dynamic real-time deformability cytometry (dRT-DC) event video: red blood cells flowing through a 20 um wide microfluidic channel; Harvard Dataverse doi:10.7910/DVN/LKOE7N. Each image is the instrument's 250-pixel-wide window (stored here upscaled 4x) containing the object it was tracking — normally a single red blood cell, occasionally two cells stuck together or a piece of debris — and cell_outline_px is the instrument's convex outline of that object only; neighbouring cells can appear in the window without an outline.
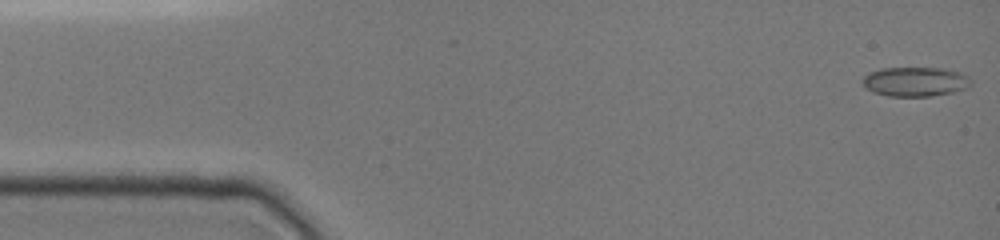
{"species": "common noctule bat (a hibernating species)", "species_latin": "Nyctalus noctula", "temperature_condition": "cold", "stored_images_in_passage": 16, "camera_frame_rate_fps": 3000, "um_per_image_px": 0.085, "animal": {"sex": "female", "body_mass_g": 19.0, "forearm_length_mm": 51.5}, "frame": {"image": 1, "passage_image": 1, "time_ms": 0.0, "image_size_px": [1000, 240], "cell_outline_px": [[972, 84], [968, 88], [952, 92], [932, 96], [888, 96], [872, 92], [864, 88], [860, 80], [868, 72], [880, 68], [944, 68], [960, 72], [968, 76], [972, 80]], "centroid_in_image_um": [77.77, 6.94], "position_along_channel_um": 7.2, "area_um2": 18.96}}
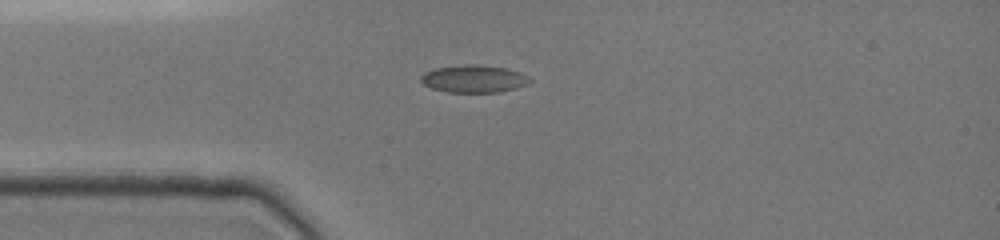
{"frame": {"image": 2, "passage_image": 13, "time_ms": 3.667, "image_size_px": [1000, 240], "cell_outline_px": [[532, 80], [528, 84], [516, 88], [500, 92], [448, 92], [432, 88], [424, 84], [420, 80], [420, 76], [424, 72], [436, 68], [468, 64], [480, 64], [504, 68], [520, 72], [528, 76]], "centroid_in_image_um": [40.29, 6.7], "position_along_channel_um": 44.7, "area_um2": 17.46}}